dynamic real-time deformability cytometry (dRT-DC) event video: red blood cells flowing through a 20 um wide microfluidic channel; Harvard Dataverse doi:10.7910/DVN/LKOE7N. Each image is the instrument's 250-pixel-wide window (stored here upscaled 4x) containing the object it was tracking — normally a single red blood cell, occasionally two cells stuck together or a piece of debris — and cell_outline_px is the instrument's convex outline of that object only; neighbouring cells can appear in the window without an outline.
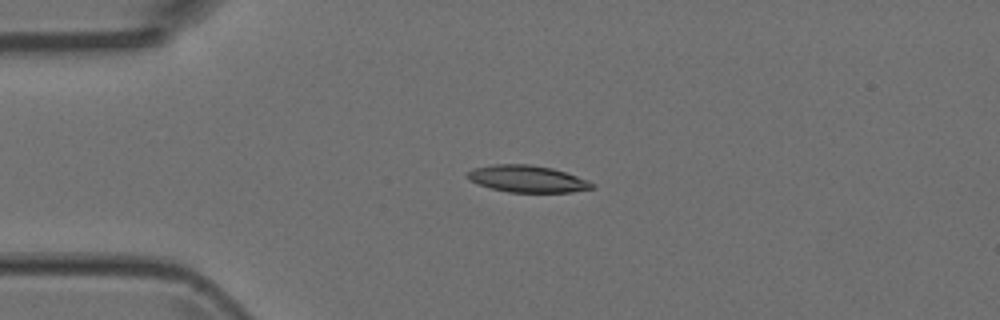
{"species": "Egyptian fruit bat (a non-hibernating species)", "species_latin": "Rousettus aegyptiacus", "temperature_condition": "room temperature", "stored_images_in_passage": 4, "camera_frame_rate_fps": 3000, "um_per_image_px": 0.085, "animal": {"sex": "female"}, "frame": {"image": 1, "passage_image": 3, "time_ms": 0.667, "image_size_px": [1000, 320], "cell_outline_px": [[596, 188], [572, 192], [508, 192], [492, 188], [468, 180], [468, 172], [472, 168], [492, 164], [528, 164], [552, 168], [588, 180], [596, 184]], "centroid_in_image_um": [44.85, 15.2], "position_along_channel_um": 40.2, "area_um2": 19.48}}